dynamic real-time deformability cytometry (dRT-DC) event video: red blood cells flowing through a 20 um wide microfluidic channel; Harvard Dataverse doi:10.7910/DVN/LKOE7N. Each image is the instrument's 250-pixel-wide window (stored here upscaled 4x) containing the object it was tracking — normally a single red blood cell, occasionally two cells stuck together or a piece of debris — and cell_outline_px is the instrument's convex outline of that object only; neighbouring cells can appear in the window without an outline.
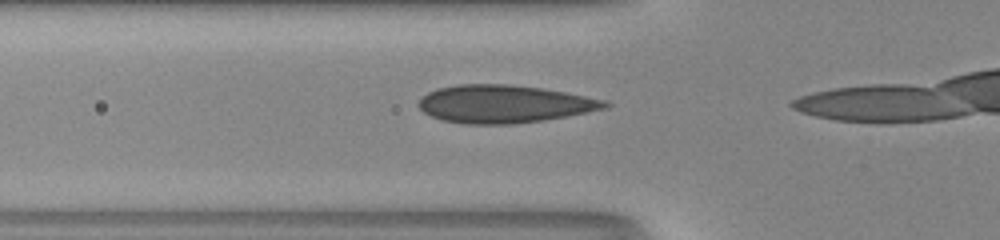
{"species": "human", "species_latin": "Homo sapiens", "temperature_condition": "room temperature", "stored_images_in_passage": 16, "camera_frame_rate_fps": 3000, "um_per_image_px": 0.085, "donor": {"sex": "male"}, "frame": {"image": 1, "passage_image": 11, "time_ms": 3.333, "image_size_px": [1000, 240], "cell_outline_px": [[612, 104], [608, 108], [588, 112], [544, 120], [512, 124], [464, 124], [444, 120], [432, 116], [424, 112], [416, 104], [428, 92], [436, 88], [456, 84], [508, 84], [540, 88], [564, 92], [608, 100]], "centroid_in_image_um": [42.87, 8.83], "position_along_channel_um": 82.9, "area_um2": 41.1}}